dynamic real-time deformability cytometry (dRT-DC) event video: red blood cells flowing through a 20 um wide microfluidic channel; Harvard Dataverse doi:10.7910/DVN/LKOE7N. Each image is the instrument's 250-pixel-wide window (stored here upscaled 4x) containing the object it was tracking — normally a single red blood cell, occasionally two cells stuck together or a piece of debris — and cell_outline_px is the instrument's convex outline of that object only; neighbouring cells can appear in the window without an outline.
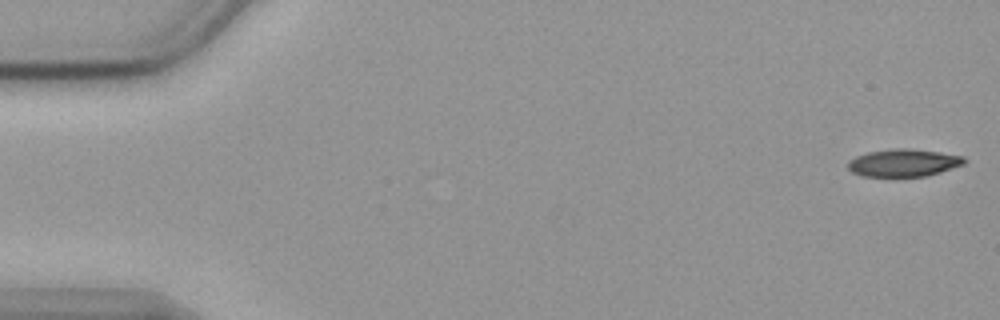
{"species": "common noctule bat (a hibernating species)", "species_latin": "Nyctalus noctula", "temperature_condition": "cold", "stored_images_in_passage": 56, "camera_frame_rate_fps": 3000, "um_per_image_px": 0.085, "animal": {"sex": "female", "body_mass_g": 19.9}, "frame": {"image": 1, "passage_image": 1, "time_ms": 0.0, "image_size_px": [1000, 320], "cell_outline_px": [[968, 160], [964, 164], [940, 172], [924, 176], [860, 176], [852, 172], [848, 168], [848, 160], [856, 156], [868, 152], [896, 148], [908, 148], [940, 152], [964, 156]], "centroid_in_image_um": [76.81, 13.83], "position_along_channel_um": 8.2, "area_um2": 18.67}}
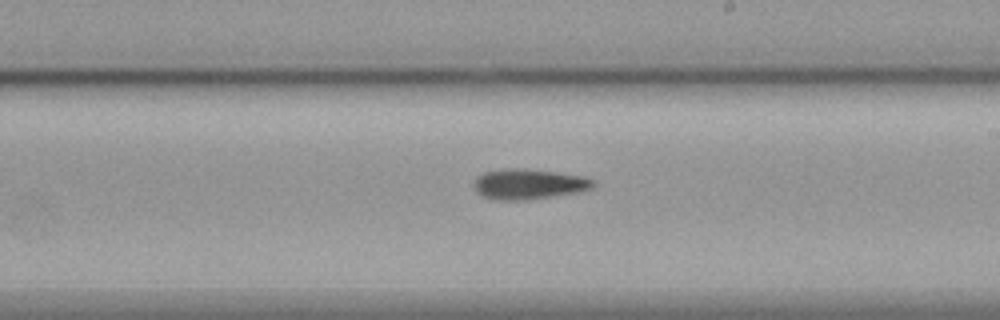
{"frame": {"image": 2, "passage_image": 32, "time_ms": 10.333, "image_size_px": [1000, 320], "cell_outline_px": [[596, 184], [592, 188], [580, 192], [524, 200], [492, 200], [476, 192], [472, 188], [472, 184], [476, 176], [484, 172], [504, 168], [524, 168], [556, 172], [584, 176], [596, 180]], "centroid_in_image_um": [44.92, 15.64], "position_along_channel_um": 244.1, "area_um2": 21.5}}
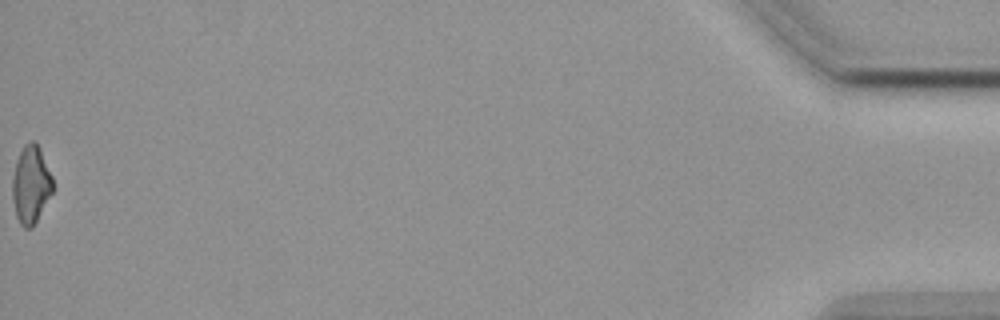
{"frame": {"image": 3, "passage_image": 56, "time_ms": 18.333, "image_size_px": [1000, 320], "cell_outline_px": [[52, 192], [32, 228], [24, 228], [20, 224], [16, 216], [12, 196], [12, 176], [16, 160], [24, 144], [32, 140], [36, 140], [40, 148], [52, 176]], "centroid_in_image_um": [2.6, 15.66], "position_along_channel_um": 432.6, "area_um2": 18.26}, "authors_computed_cell_mechanics": {"area_um2": 19.8832, "velocity_mm_per_s": 3.586, "shape_relaxation_time_tau1_ms": 3.6022, "shape_relaxation_time_tau2_ms": null, "deformation_change_tau1": 0.1104, "deformation_change_tau2": null}}